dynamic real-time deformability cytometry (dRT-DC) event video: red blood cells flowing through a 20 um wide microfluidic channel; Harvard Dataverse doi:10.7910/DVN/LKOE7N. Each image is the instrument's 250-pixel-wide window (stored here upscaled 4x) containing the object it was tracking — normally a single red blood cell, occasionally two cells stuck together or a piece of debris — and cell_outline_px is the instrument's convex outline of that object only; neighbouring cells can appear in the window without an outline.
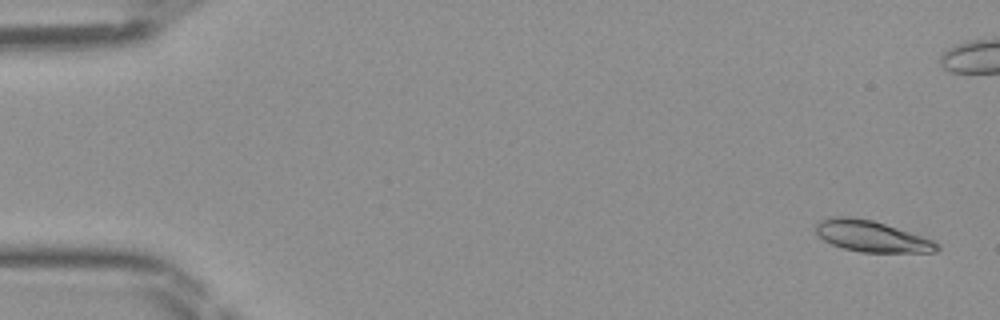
{"species": "Egyptian fruit bat (a non-hibernating species)", "species_latin": "Rousettus aegyptiacus", "temperature_condition": "room temperature", "stored_images_in_passage": 48, "camera_frame_rate_fps": 3000, "um_per_image_px": 0.085, "frame": {"image": 1, "passage_image": 2, "time_ms": 0.333, "image_size_px": [1000, 320], "cell_outline_px": [[940, 248], [936, 252], [860, 252], [844, 248], [832, 244], [824, 240], [816, 232], [816, 224], [820, 220], [828, 216], [848, 216], [872, 220], [932, 240], [940, 244]], "centroid_in_image_um": [74.05, 20.08], "position_along_channel_um": 10.9, "area_um2": 21.73}}
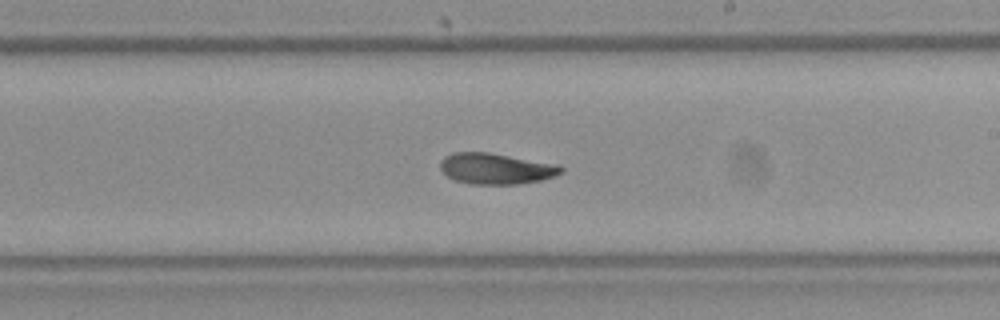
{"frame": {"image": 2, "passage_image": 28, "time_ms": 9.0, "image_size_px": [1000, 320], "cell_outline_px": [[564, 172], [556, 176], [540, 180], [520, 184], [472, 184], [456, 180], [448, 176], [440, 168], [440, 160], [444, 156], [452, 152], [488, 152], [560, 164], [564, 168]], "centroid_in_image_um": [42.2, 14.32], "position_along_channel_um": 246.8, "area_um2": 22.02}}
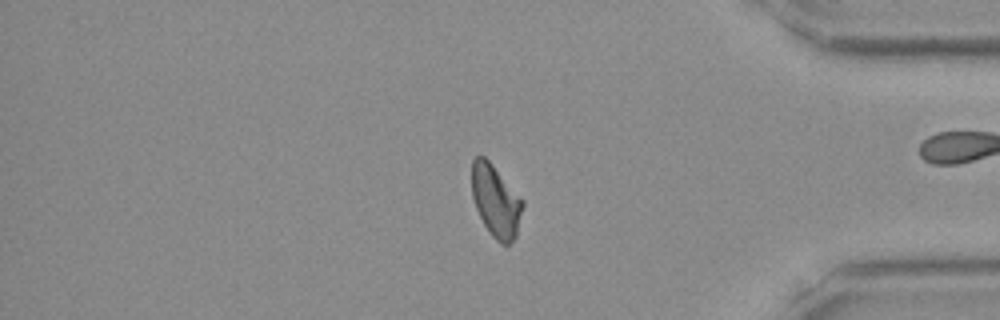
{"frame": {"image": 3, "passage_image": 40, "time_ms": 13.0, "image_size_px": [1000, 320], "cell_outline_px": [[524, 204], [516, 236], [508, 244], [500, 244], [492, 236], [484, 224], [476, 208], [472, 196], [472, 160], [476, 156], [484, 156], [492, 164], [524, 200]], "centroid_in_image_um": [42.15, 17.08], "position_along_channel_um": 393.1, "area_um2": 21.27}}